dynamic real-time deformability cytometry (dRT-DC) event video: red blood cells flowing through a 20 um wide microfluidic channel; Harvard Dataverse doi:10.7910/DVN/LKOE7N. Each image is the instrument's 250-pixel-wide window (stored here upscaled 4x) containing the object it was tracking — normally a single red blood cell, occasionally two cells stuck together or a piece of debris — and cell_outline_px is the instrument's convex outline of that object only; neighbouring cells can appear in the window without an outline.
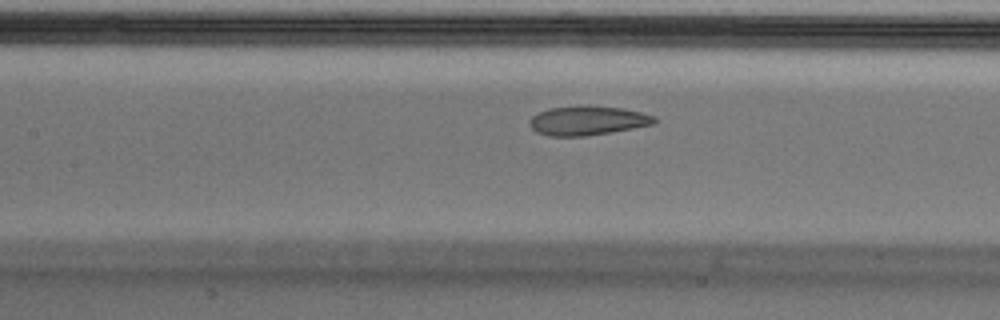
{"species": "Egyptian fruit bat (a non-hibernating species)", "species_latin": "Rousettus aegyptiacus", "temperature_condition": "cold", "stored_images_in_passage": 54, "camera_frame_rate_fps": 3000, "um_per_image_px": 0.085, "animal": {"sex": "male"}, "frame": {"image": 1, "passage_image": 24, "time_ms": 7.667, "image_size_px": [1000, 320], "cell_outline_px": [[656, 124], [612, 132], [584, 136], [548, 136], [536, 132], [528, 124], [528, 120], [532, 116], [548, 108], [588, 104], [624, 108], [656, 116]], "centroid_in_image_um": [49.95, 10.23], "position_along_channel_um": 157.5, "area_um2": 21.73}, "authors_computed_cell_mechanics": {"area_um2": 22.8888, "velocity_mm_per_s": 3.6882, "shape_relaxation_time_tau1_ms": 6.2987, "shape_relaxation_time_tau2_ms": 1.6322, "deformation_change_tau1": 0.1508, "deformation_change_tau2": 0.0597}}